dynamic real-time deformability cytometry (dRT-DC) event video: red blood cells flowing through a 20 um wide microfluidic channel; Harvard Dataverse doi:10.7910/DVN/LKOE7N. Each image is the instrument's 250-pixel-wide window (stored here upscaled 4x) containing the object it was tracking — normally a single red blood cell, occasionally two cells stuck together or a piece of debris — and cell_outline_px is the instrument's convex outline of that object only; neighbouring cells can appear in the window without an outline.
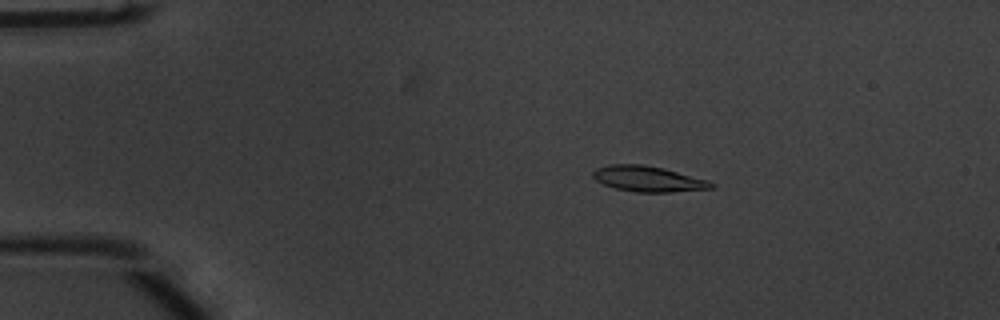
{"species": "common noctule bat (a hibernating species)", "species_latin": "Nyctalus noctula", "temperature_condition": "warm", "stored_images_in_passage": 55, "camera_frame_rate_fps": 3000, "um_per_image_px": 0.085, "animal": {"sex": "male", "body_mass_g": 20.1, "forearm_length_mm": 53.5}, "frame": {"image": 1, "passage_image": 11, "time_ms": 3.333, "image_size_px": [1000, 320], "cell_outline_px": [[716, 184], [712, 188], [672, 192], [636, 192], [616, 188], [604, 184], [596, 180], [592, 176], [592, 172], [596, 168], [612, 164], [644, 164], [664, 168], [708, 180]], "centroid_in_image_um": [55.09, 15.2], "position_along_channel_um": 29.9, "area_um2": 17.63}}
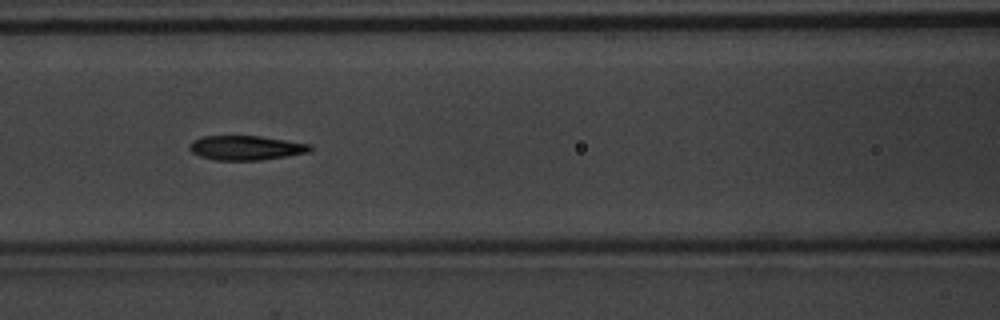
{"frame": {"image": 2, "passage_image": 25, "time_ms": 8.0, "image_size_px": [1000, 320], "cell_outline_px": [[312, 148], [308, 152], [288, 156], [260, 160], [212, 160], [200, 156], [192, 152], [188, 148], [188, 144], [192, 140], [204, 136], [260, 136], [312, 144]], "centroid_in_image_um": [20.88, 12.56], "position_along_channel_um": 145.7, "area_um2": 17.28}}
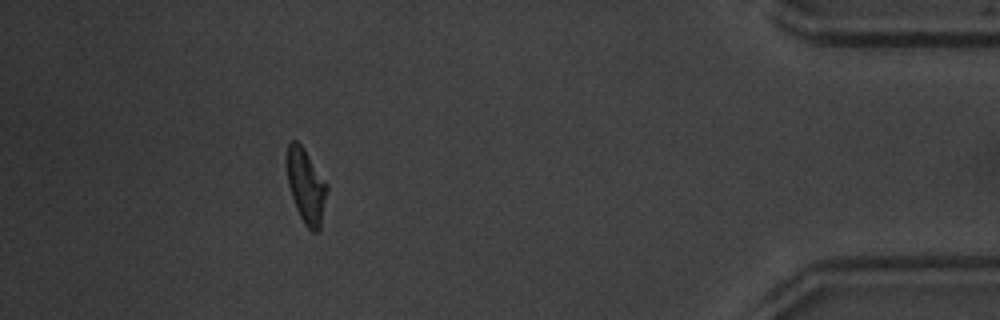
{"frame": {"image": 3, "passage_image": 50, "time_ms": 16.333, "image_size_px": [1000, 320], "cell_outline_px": [[328, 188], [320, 228], [316, 232], [312, 232], [304, 224], [296, 208], [288, 184], [288, 144], [292, 140], [296, 140], [304, 148], [328, 184]], "centroid_in_image_um": [26.04, 15.83], "position_along_channel_um": 409.2, "area_um2": 17.11}, "authors_computed_cell_mechanics": {"area_um2": 17.1088, "velocity_mm_per_s": 3.7647, "shape_relaxation_time_tau1_ms": 3.3203, "shape_relaxation_time_tau2_ms": 2.2313, "deformation_change_tau1": 0.1582, "deformation_change_tau2": 0.0971}}